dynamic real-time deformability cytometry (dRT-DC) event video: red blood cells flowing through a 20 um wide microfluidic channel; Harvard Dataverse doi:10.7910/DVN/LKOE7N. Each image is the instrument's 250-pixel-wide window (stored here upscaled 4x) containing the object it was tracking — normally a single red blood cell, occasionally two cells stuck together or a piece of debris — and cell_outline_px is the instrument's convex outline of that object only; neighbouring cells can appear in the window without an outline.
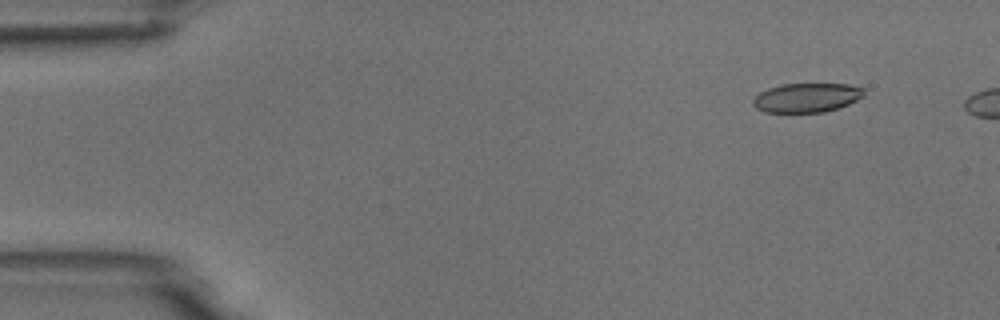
{"species": "common noctule bat (a hibernating species)", "species_latin": "Nyctalus noctula", "temperature_condition": "room temperature", "stored_images_in_passage": 3, "camera_frame_rate_fps": 3000, "um_per_image_px": 0.085, "animal": {"sex": "male", "body_mass_g": 18.8}, "frame": {"image": 1, "passage_image": 1, "time_ms": 0.0, "image_size_px": [1000, 320], "cell_outline_px": [[864, 96], [848, 104], [824, 112], [764, 112], [756, 108], [752, 104], [752, 100], [760, 92], [768, 88], [784, 84], [848, 84], [864, 88]], "centroid_in_image_um": [68.56, 8.3], "position_along_channel_um": 16.4, "area_um2": 18.79}}